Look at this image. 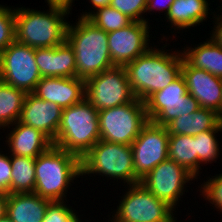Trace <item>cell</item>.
Segmentation results:
<instances>
[{
    "label": "cell",
    "instance_id": "d6a6232c",
    "mask_svg": "<svg viewBox=\"0 0 222 222\" xmlns=\"http://www.w3.org/2000/svg\"><path fill=\"white\" fill-rule=\"evenodd\" d=\"M0 151V193L10 194L12 166L10 155Z\"/></svg>",
    "mask_w": 222,
    "mask_h": 222
},
{
    "label": "cell",
    "instance_id": "1f68e13d",
    "mask_svg": "<svg viewBox=\"0 0 222 222\" xmlns=\"http://www.w3.org/2000/svg\"><path fill=\"white\" fill-rule=\"evenodd\" d=\"M199 188L200 195L222 212V173L209 177Z\"/></svg>",
    "mask_w": 222,
    "mask_h": 222
},
{
    "label": "cell",
    "instance_id": "6da1fadb",
    "mask_svg": "<svg viewBox=\"0 0 222 222\" xmlns=\"http://www.w3.org/2000/svg\"><path fill=\"white\" fill-rule=\"evenodd\" d=\"M155 46L150 47L134 61L127 63L129 84L135 98L145 101L154 92L166 88L180 74L183 63L182 51L169 52ZM154 47V48H153ZM165 47V48H164ZM164 48V49H163Z\"/></svg>",
    "mask_w": 222,
    "mask_h": 222
},
{
    "label": "cell",
    "instance_id": "d4e9b609",
    "mask_svg": "<svg viewBox=\"0 0 222 222\" xmlns=\"http://www.w3.org/2000/svg\"><path fill=\"white\" fill-rule=\"evenodd\" d=\"M27 93L0 81V130L19 121ZM7 127V128H6Z\"/></svg>",
    "mask_w": 222,
    "mask_h": 222
},
{
    "label": "cell",
    "instance_id": "4dcf8cb0",
    "mask_svg": "<svg viewBox=\"0 0 222 222\" xmlns=\"http://www.w3.org/2000/svg\"><path fill=\"white\" fill-rule=\"evenodd\" d=\"M148 0H111L109 6L127 15L133 21L148 22L143 16ZM148 19V20H147Z\"/></svg>",
    "mask_w": 222,
    "mask_h": 222
},
{
    "label": "cell",
    "instance_id": "4fadbf2b",
    "mask_svg": "<svg viewBox=\"0 0 222 222\" xmlns=\"http://www.w3.org/2000/svg\"><path fill=\"white\" fill-rule=\"evenodd\" d=\"M169 136L166 126L149 121L131 144L134 172L140 180L168 159Z\"/></svg>",
    "mask_w": 222,
    "mask_h": 222
},
{
    "label": "cell",
    "instance_id": "3957f363",
    "mask_svg": "<svg viewBox=\"0 0 222 222\" xmlns=\"http://www.w3.org/2000/svg\"><path fill=\"white\" fill-rule=\"evenodd\" d=\"M76 20V25L68 24L66 41L74 50L76 77L86 80L115 65L108 47V33L88 18Z\"/></svg>",
    "mask_w": 222,
    "mask_h": 222
},
{
    "label": "cell",
    "instance_id": "8fae6325",
    "mask_svg": "<svg viewBox=\"0 0 222 222\" xmlns=\"http://www.w3.org/2000/svg\"><path fill=\"white\" fill-rule=\"evenodd\" d=\"M1 81L26 93H33L42 78L35 61V48L12 42L0 53Z\"/></svg>",
    "mask_w": 222,
    "mask_h": 222
},
{
    "label": "cell",
    "instance_id": "4316f807",
    "mask_svg": "<svg viewBox=\"0 0 222 222\" xmlns=\"http://www.w3.org/2000/svg\"><path fill=\"white\" fill-rule=\"evenodd\" d=\"M78 17L88 18L107 33L124 28L133 22L127 15L110 6L98 8L96 11L91 9L89 12H82Z\"/></svg>",
    "mask_w": 222,
    "mask_h": 222
},
{
    "label": "cell",
    "instance_id": "5bb4252c",
    "mask_svg": "<svg viewBox=\"0 0 222 222\" xmlns=\"http://www.w3.org/2000/svg\"><path fill=\"white\" fill-rule=\"evenodd\" d=\"M149 24L133 21L124 28L108 32V47L114 65L125 66L152 47L149 45Z\"/></svg>",
    "mask_w": 222,
    "mask_h": 222
},
{
    "label": "cell",
    "instance_id": "8992f818",
    "mask_svg": "<svg viewBox=\"0 0 222 222\" xmlns=\"http://www.w3.org/2000/svg\"><path fill=\"white\" fill-rule=\"evenodd\" d=\"M95 174L134 185L140 179L134 172L131 145L99 140L81 159V176Z\"/></svg>",
    "mask_w": 222,
    "mask_h": 222
},
{
    "label": "cell",
    "instance_id": "7c38bea8",
    "mask_svg": "<svg viewBox=\"0 0 222 222\" xmlns=\"http://www.w3.org/2000/svg\"><path fill=\"white\" fill-rule=\"evenodd\" d=\"M195 179L183 166L168 158L143 177L140 184L176 210L181 196L185 194L186 183Z\"/></svg>",
    "mask_w": 222,
    "mask_h": 222
},
{
    "label": "cell",
    "instance_id": "836d02e7",
    "mask_svg": "<svg viewBox=\"0 0 222 222\" xmlns=\"http://www.w3.org/2000/svg\"><path fill=\"white\" fill-rule=\"evenodd\" d=\"M220 13L215 14L212 12L211 14L214 16L211 19H214V27L213 30L211 31L212 34L210 33V40L213 41L217 46H220L222 48V8L219 9ZM214 13V14H213ZM217 16V17H216Z\"/></svg>",
    "mask_w": 222,
    "mask_h": 222
},
{
    "label": "cell",
    "instance_id": "30bf717a",
    "mask_svg": "<svg viewBox=\"0 0 222 222\" xmlns=\"http://www.w3.org/2000/svg\"><path fill=\"white\" fill-rule=\"evenodd\" d=\"M85 98L97 111L132 102L131 90L124 66H113L85 80Z\"/></svg>",
    "mask_w": 222,
    "mask_h": 222
},
{
    "label": "cell",
    "instance_id": "484cf974",
    "mask_svg": "<svg viewBox=\"0 0 222 222\" xmlns=\"http://www.w3.org/2000/svg\"><path fill=\"white\" fill-rule=\"evenodd\" d=\"M12 177L10 193H34L36 158L10 155Z\"/></svg>",
    "mask_w": 222,
    "mask_h": 222
},
{
    "label": "cell",
    "instance_id": "74e56055",
    "mask_svg": "<svg viewBox=\"0 0 222 222\" xmlns=\"http://www.w3.org/2000/svg\"><path fill=\"white\" fill-rule=\"evenodd\" d=\"M111 0H89L90 4L94 7V11L98 8L109 6Z\"/></svg>",
    "mask_w": 222,
    "mask_h": 222
},
{
    "label": "cell",
    "instance_id": "2e32d148",
    "mask_svg": "<svg viewBox=\"0 0 222 222\" xmlns=\"http://www.w3.org/2000/svg\"><path fill=\"white\" fill-rule=\"evenodd\" d=\"M61 117L62 108L59 105L27 93L19 122L41 131L54 142Z\"/></svg>",
    "mask_w": 222,
    "mask_h": 222
},
{
    "label": "cell",
    "instance_id": "7a4b0ae2",
    "mask_svg": "<svg viewBox=\"0 0 222 222\" xmlns=\"http://www.w3.org/2000/svg\"><path fill=\"white\" fill-rule=\"evenodd\" d=\"M45 12L15 7V41L33 48H49L66 41L70 9L48 5ZM67 15V16H66Z\"/></svg>",
    "mask_w": 222,
    "mask_h": 222
},
{
    "label": "cell",
    "instance_id": "d6986e66",
    "mask_svg": "<svg viewBox=\"0 0 222 222\" xmlns=\"http://www.w3.org/2000/svg\"><path fill=\"white\" fill-rule=\"evenodd\" d=\"M7 134L4 144L9 147L10 155L36 158L46 152L53 142L41 131L17 121ZM14 126V127H13Z\"/></svg>",
    "mask_w": 222,
    "mask_h": 222
},
{
    "label": "cell",
    "instance_id": "ac0fdd59",
    "mask_svg": "<svg viewBox=\"0 0 222 222\" xmlns=\"http://www.w3.org/2000/svg\"><path fill=\"white\" fill-rule=\"evenodd\" d=\"M35 61L42 77H76L73 48L65 41L49 48H35Z\"/></svg>",
    "mask_w": 222,
    "mask_h": 222
},
{
    "label": "cell",
    "instance_id": "9c48e42d",
    "mask_svg": "<svg viewBox=\"0 0 222 222\" xmlns=\"http://www.w3.org/2000/svg\"><path fill=\"white\" fill-rule=\"evenodd\" d=\"M144 102L148 120L159 126H166L174 118L188 115L200 108L198 101L188 93L181 74L166 88L154 92Z\"/></svg>",
    "mask_w": 222,
    "mask_h": 222
},
{
    "label": "cell",
    "instance_id": "e0dca14e",
    "mask_svg": "<svg viewBox=\"0 0 222 222\" xmlns=\"http://www.w3.org/2000/svg\"><path fill=\"white\" fill-rule=\"evenodd\" d=\"M33 94L65 109L85 98V80L78 77H42Z\"/></svg>",
    "mask_w": 222,
    "mask_h": 222
},
{
    "label": "cell",
    "instance_id": "e575fe53",
    "mask_svg": "<svg viewBox=\"0 0 222 222\" xmlns=\"http://www.w3.org/2000/svg\"><path fill=\"white\" fill-rule=\"evenodd\" d=\"M173 2L174 0H148L145 13L147 12L151 13L156 10L157 11L159 10L160 12L162 10V12H164L165 10L164 15L165 14L167 15L170 10V6L172 5Z\"/></svg>",
    "mask_w": 222,
    "mask_h": 222
},
{
    "label": "cell",
    "instance_id": "44dd1931",
    "mask_svg": "<svg viewBox=\"0 0 222 222\" xmlns=\"http://www.w3.org/2000/svg\"><path fill=\"white\" fill-rule=\"evenodd\" d=\"M209 10L207 0H174L165 21L174 30H186L208 20Z\"/></svg>",
    "mask_w": 222,
    "mask_h": 222
},
{
    "label": "cell",
    "instance_id": "277c9868",
    "mask_svg": "<svg viewBox=\"0 0 222 222\" xmlns=\"http://www.w3.org/2000/svg\"><path fill=\"white\" fill-rule=\"evenodd\" d=\"M34 193L51 201H66L71 182L81 176V159L52 145L35 161Z\"/></svg>",
    "mask_w": 222,
    "mask_h": 222
},
{
    "label": "cell",
    "instance_id": "8d00e7d4",
    "mask_svg": "<svg viewBox=\"0 0 222 222\" xmlns=\"http://www.w3.org/2000/svg\"><path fill=\"white\" fill-rule=\"evenodd\" d=\"M47 1V5H59V6H63V7H67L70 10L72 9V3H74V0H46Z\"/></svg>",
    "mask_w": 222,
    "mask_h": 222
},
{
    "label": "cell",
    "instance_id": "f35d334b",
    "mask_svg": "<svg viewBox=\"0 0 222 222\" xmlns=\"http://www.w3.org/2000/svg\"><path fill=\"white\" fill-rule=\"evenodd\" d=\"M0 222H12V220L7 215H5L4 217L0 218Z\"/></svg>",
    "mask_w": 222,
    "mask_h": 222
},
{
    "label": "cell",
    "instance_id": "9a60e30c",
    "mask_svg": "<svg viewBox=\"0 0 222 222\" xmlns=\"http://www.w3.org/2000/svg\"><path fill=\"white\" fill-rule=\"evenodd\" d=\"M181 75L188 93L199 103L200 108H208L220 114L222 119V78L192 67L184 58Z\"/></svg>",
    "mask_w": 222,
    "mask_h": 222
},
{
    "label": "cell",
    "instance_id": "cb8c5ba5",
    "mask_svg": "<svg viewBox=\"0 0 222 222\" xmlns=\"http://www.w3.org/2000/svg\"><path fill=\"white\" fill-rule=\"evenodd\" d=\"M168 158L183 166L196 180L198 179V156L196 155L195 135H170Z\"/></svg>",
    "mask_w": 222,
    "mask_h": 222
},
{
    "label": "cell",
    "instance_id": "ba28073f",
    "mask_svg": "<svg viewBox=\"0 0 222 222\" xmlns=\"http://www.w3.org/2000/svg\"><path fill=\"white\" fill-rule=\"evenodd\" d=\"M128 190L119 200L111 222H175V211L155 197L142 184L126 185ZM112 219V220H111Z\"/></svg>",
    "mask_w": 222,
    "mask_h": 222
},
{
    "label": "cell",
    "instance_id": "83f0119b",
    "mask_svg": "<svg viewBox=\"0 0 222 222\" xmlns=\"http://www.w3.org/2000/svg\"><path fill=\"white\" fill-rule=\"evenodd\" d=\"M219 132H222V124L217 129L195 135L196 155L198 156V176L203 164L208 165L209 162L210 164L216 162V159L220 155L221 148L216 138V134H219Z\"/></svg>",
    "mask_w": 222,
    "mask_h": 222
},
{
    "label": "cell",
    "instance_id": "f546056e",
    "mask_svg": "<svg viewBox=\"0 0 222 222\" xmlns=\"http://www.w3.org/2000/svg\"><path fill=\"white\" fill-rule=\"evenodd\" d=\"M72 206L65 201H51L44 214L43 222H82Z\"/></svg>",
    "mask_w": 222,
    "mask_h": 222
},
{
    "label": "cell",
    "instance_id": "52a82bcc",
    "mask_svg": "<svg viewBox=\"0 0 222 222\" xmlns=\"http://www.w3.org/2000/svg\"><path fill=\"white\" fill-rule=\"evenodd\" d=\"M148 122L145 102L137 98L124 105L100 110V139L131 145Z\"/></svg>",
    "mask_w": 222,
    "mask_h": 222
},
{
    "label": "cell",
    "instance_id": "603a6c76",
    "mask_svg": "<svg viewBox=\"0 0 222 222\" xmlns=\"http://www.w3.org/2000/svg\"><path fill=\"white\" fill-rule=\"evenodd\" d=\"M184 49V50H182ZM184 59L194 68L203 69L210 74L222 78V48L209 38L196 47L182 48Z\"/></svg>",
    "mask_w": 222,
    "mask_h": 222
},
{
    "label": "cell",
    "instance_id": "f1b7e54d",
    "mask_svg": "<svg viewBox=\"0 0 222 222\" xmlns=\"http://www.w3.org/2000/svg\"><path fill=\"white\" fill-rule=\"evenodd\" d=\"M15 41V8L0 4V53Z\"/></svg>",
    "mask_w": 222,
    "mask_h": 222
},
{
    "label": "cell",
    "instance_id": "7402d4cb",
    "mask_svg": "<svg viewBox=\"0 0 222 222\" xmlns=\"http://www.w3.org/2000/svg\"><path fill=\"white\" fill-rule=\"evenodd\" d=\"M222 124L219 113L208 108H199L188 115L174 118L166 127L169 135H197L201 132L217 129Z\"/></svg>",
    "mask_w": 222,
    "mask_h": 222
},
{
    "label": "cell",
    "instance_id": "d590c367",
    "mask_svg": "<svg viewBox=\"0 0 222 222\" xmlns=\"http://www.w3.org/2000/svg\"><path fill=\"white\" fill-rule=\"evenodd\" d=\"M8 194L0 193V218L4 217L7 212Z\"/></svg>",
    "mask_w": 222,
    "mask_h": 222
},
{
    "label": "cell",
    "instance_id": "ffe728a7",
    "mask_svg": "<svg viewBox=\"0 0 222 222\" xmlns=\"http://www.w3.org/2000/svg\"><path fill=\"white\" fill-rule=\"evenodd\" d=\"M50 202L51 200L35 193H10L6 215L12 222H43Z\"/></svg>",
    "mask_w": 222,
    "mask_h": 222
},
{
    "label": "cell",
    "instance_id": "5b68a950",
    "mask_svg": "<svg viewBox=\"0 0 222 222\" xmlns=\"http://www.w3.org/2000/svg\"><path fill=\"white\" fill-rule=\"evenodd\" d=\"M99 140V111L86 98L62 109L53 145L82 159Z\"/></svg>",
    "mask_w": 222,
    "mask_h": 222
}]
</instances>
